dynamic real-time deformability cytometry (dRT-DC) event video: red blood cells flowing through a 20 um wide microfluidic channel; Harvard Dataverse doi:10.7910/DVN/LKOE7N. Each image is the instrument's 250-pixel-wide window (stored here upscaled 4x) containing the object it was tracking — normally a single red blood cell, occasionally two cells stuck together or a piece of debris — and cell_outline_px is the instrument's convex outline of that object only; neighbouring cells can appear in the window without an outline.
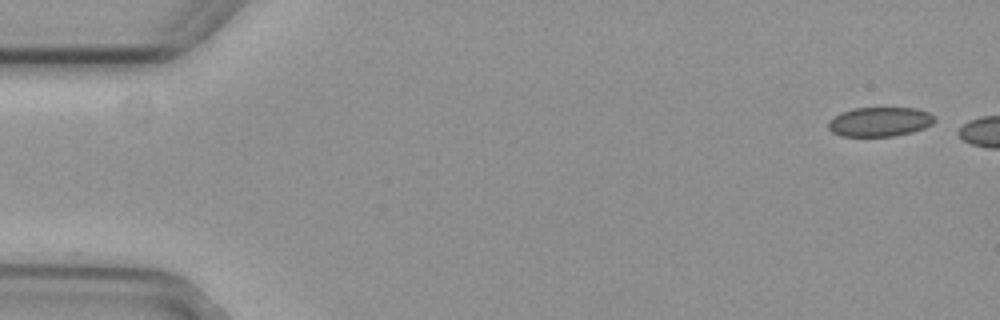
{"species": "common noctule bat (a hibernating species)", "species_latin": "Nyctalus noctula", "temperature_condition": "cold", "stored_images_in_passage": 2, "camera_frame_rate_fps": 3000, "um_per_image_px": 0.085, "animal": {"sex": "female", "body_mass_g": 29.2, "forearm_length_mm": 56.3}, "frame": {"image": 1, "passage_image": 1, "time_ms": 0.0, "image_size_px": [1000, 320], "cell_outline_px": [[936, 120], [932, 124], [924, 128], [912, 132], [892, 136], [840, 136], [832, 132], [828, 128], [828, 120], [832, 116], [840, 112], [852, 108], [916, 108], [928, 112], [936, 116]], "centroid_in_image_um": [74.76, 10.34], "position_along_channel_um": 10.2, "area_um2": 18.44}}